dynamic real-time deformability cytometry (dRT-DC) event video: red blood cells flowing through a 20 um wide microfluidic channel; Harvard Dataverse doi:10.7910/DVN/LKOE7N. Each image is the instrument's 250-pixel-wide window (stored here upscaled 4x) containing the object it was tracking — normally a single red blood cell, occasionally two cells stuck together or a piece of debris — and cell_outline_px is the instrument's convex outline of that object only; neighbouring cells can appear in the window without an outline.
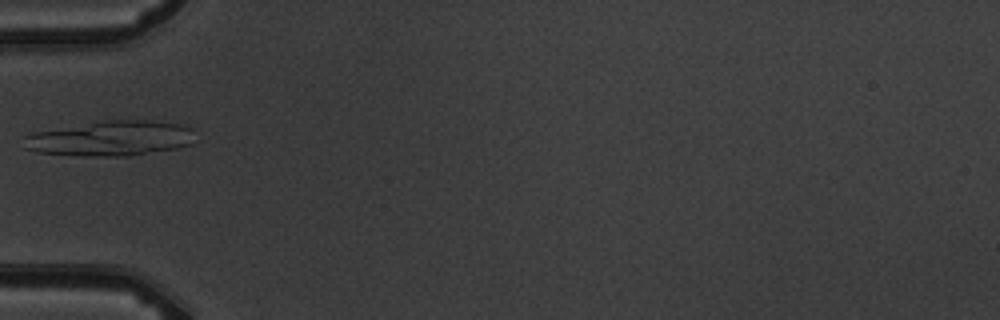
{"species": "common noctule bat (a hibernating species)", "species_latin": "Nyctalus noctula", "temperature_condition": "warm", "stored_images_in_passage": 1, "camera_frame_rate_fps": 3000, "um_per_image_px": 0.085, "animal": {"sex": "male", "body_mass_g": 19.5, "forearm_length_mm": 54.6}, "frame": {"image": 1, "passage_image": 1, "time_ms": 0.0, "image_size_px": [1000, 320], "cell_outline_px": [[192, 144], [176, 148], [128, 156], [84, 156], [36, 152], [24, 148], [24, 136], [32, 132], [104, 120], [144, 120], [180, 124], [192, 128]], "centroid_in_image_um": [9.36, 11.76], "position_along_channel_um": 75.6, "area_um2": 34.97}}